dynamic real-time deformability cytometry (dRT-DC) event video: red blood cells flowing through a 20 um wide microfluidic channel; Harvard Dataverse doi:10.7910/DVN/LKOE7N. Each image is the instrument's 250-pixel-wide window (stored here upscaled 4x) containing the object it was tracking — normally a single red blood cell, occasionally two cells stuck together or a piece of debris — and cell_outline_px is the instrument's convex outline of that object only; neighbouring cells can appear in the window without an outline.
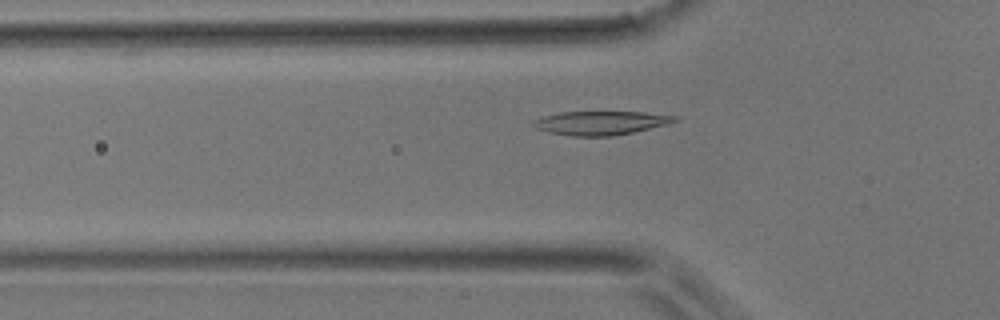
{"species": "common noctule bat (a hibernating species)", "species_latin": "Nyctalus noctula", "temperature_condition": "room temperature", "stored_images_in_passage": 39, "camera_frame_rate_fps": 3000, "um_per_image_px": 0.085, "animal": {"sex": "male", "body_mass_g": 17.9}, "frame": {"image": 1, "passage_image": 8, "time_ms": 2.333, "image_size_px": [1000, 320], "cell_outline_px": [[680, 120], [668, 124], [632, 132], [612, 136], [572, 136], [548, 132], [536, 128], [532, 124], [532, 120], [544, 116], [560, 112], [644, 112], [676, 116]], "centroid_in_image_um": [51.05, 10.45], "position_along_channel_um": 74.7, "area_um2": 19.54}}
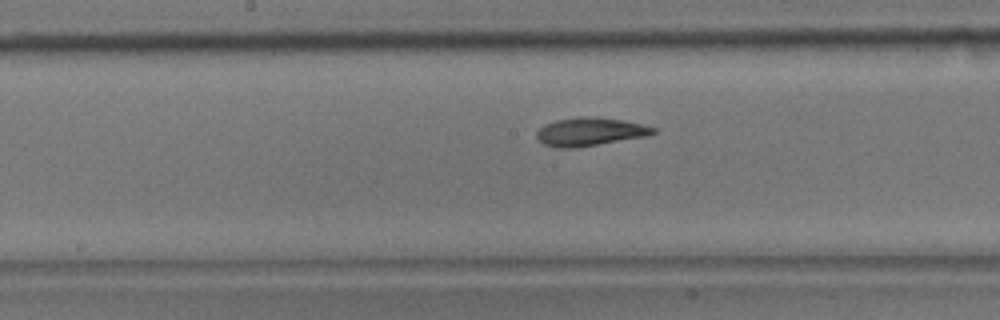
{"frame": {"image": 2, "passage_image": 17, "time_ms": 5.333, "image_size_px": [1000, 320], "cell_outline_px": [[656, 132], [644, 136], [576, 148], [556, 148], [544, 144], [536, 140], [536, 132], [544, 124], [556, 120], [580, 116], [596, 116], [624, 120], [656, 128]], "centroid_in_image_um": [50.08, 11.19], "position_along_channel_um": 198.1, "area_um2": 19.25}}
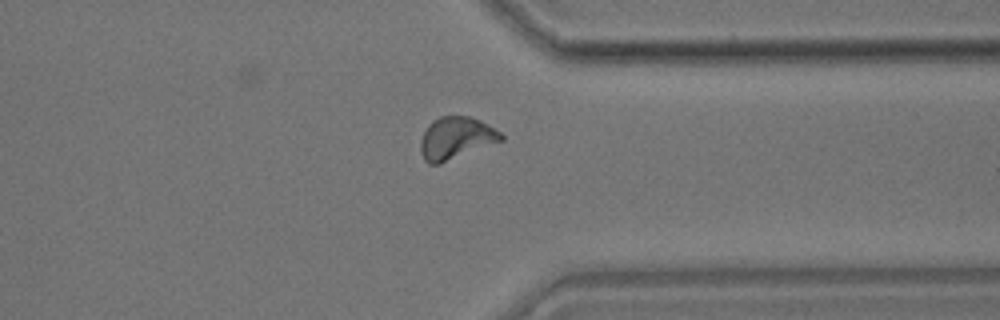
{"frame": {"image": 3, "passage_image": 30, "time_ms": 9.667, "image_size_px": [1000, 320], "cell_outline_px": [[504, 140], [440, 164], [428, 164], [424, 160], [420, 152], [420, 140], [428, 124], [432, 120], [440, 116], [468, 116], [480, 120], [488, 124], [500, 132], [504, 136]], "centroid_in_image_um": [38.74, 11.74], "position_along_channel_um": 372.7, "area_um2": 20.0}}